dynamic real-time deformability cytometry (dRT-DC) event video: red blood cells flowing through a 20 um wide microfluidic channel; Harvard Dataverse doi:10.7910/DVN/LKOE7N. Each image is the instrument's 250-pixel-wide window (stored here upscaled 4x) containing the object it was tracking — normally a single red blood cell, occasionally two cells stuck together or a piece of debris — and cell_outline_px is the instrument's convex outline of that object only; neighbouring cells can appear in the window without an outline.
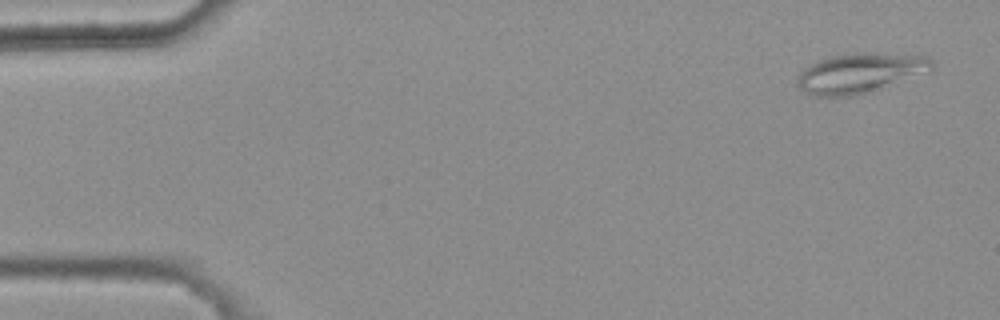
{"species": "common noctule bat (a hibernating species)", "species_latin": "Nyctalus noctula", "temperature_condition": "warm", "stored_images_in_passage": 6, "camera_frame_rate_fps": 3000, "um_per_image_px": 0.085, "animal": {"sex": "female", "body_mass_g": 25.1}, "frame": {"image": 1, "passage_image": 1, "time_ms": 0.0, "image_size_px": [1000, 320], "cell_outline_px": [[932, 72], [856, 96], [816, 96], [804, 92], [796, 84], [796, 80], [800, 72], [804, 68], [828, 56], [856, 52], [872, 52], [924, 56], [932, 60]], "centroid_in_image_um": [73.12, 6.21], "position_along_channel_um": 11.9, "area_um2": 31.56}}
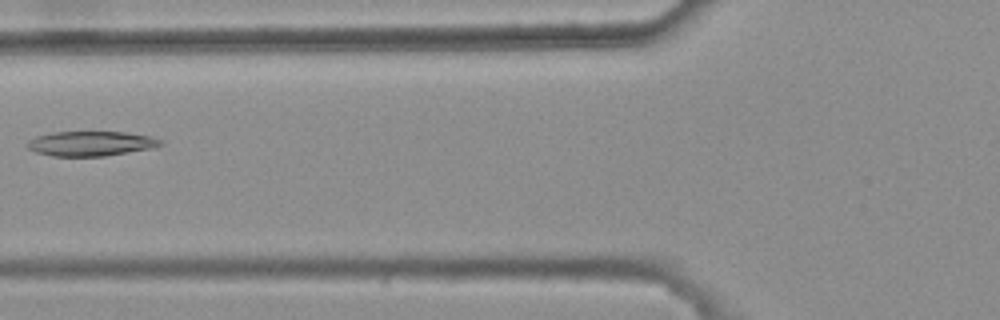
{"frame": {"image": 2, "passage_image": 6, "time_ms": 1.667, "image_size_px": [1000, 320], "cell_outline_px": [[164, 144], [152, 148], [104, 156], [52, 156], [36, 152], [28, 148], [24, 144], [28, 140], [36, 136], [52, 132], [124, 132], [152, 136], [164, 140]], "centroid_in_image_um": [7.72, 12.2], "position_along_channel_um": 118.1, "area_um2": 19.36}}